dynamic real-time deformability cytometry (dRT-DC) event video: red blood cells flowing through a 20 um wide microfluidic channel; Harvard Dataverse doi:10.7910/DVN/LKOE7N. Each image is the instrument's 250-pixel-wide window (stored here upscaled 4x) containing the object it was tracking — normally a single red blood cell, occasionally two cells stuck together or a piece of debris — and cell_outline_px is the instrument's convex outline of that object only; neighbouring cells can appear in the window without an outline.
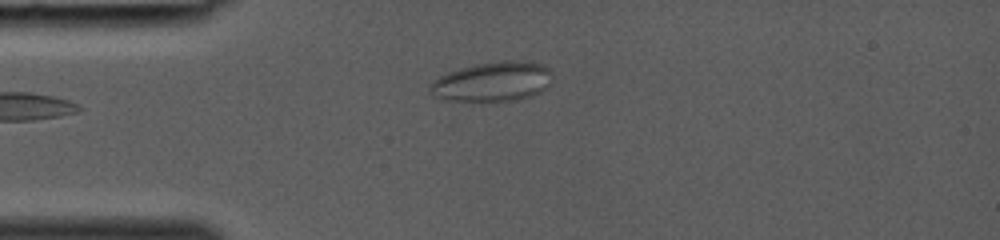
{"species": "common noctule bat (a hibernating species)", "species_latin": "Nyctalus noctula", "temperature_condition": "room temperature", "stored_images_in_passage": 30, "camera_frame_rate_fps": 3000, "um_per_image_px": 0.085, "animal": {"sex": "female", "body_mass_g": 19.0, "forearm_length_mm": 53.3}, "frame": {"image": 1, "passage_image": 1, "time_ms": 0.0, "image_size_px": [1000, 240], "cell_outline_px": [[552, 84], [548, 88], [532, 96], [520, 100], [480, 104], [440, 100], [428, 88], [432, 80], [448, 72], [460, 68], [476, 64], [504, 60], [520, 60], [544, 64], [552, 72]], "centroid_in_image_um": [41.88, 6.99], "position_along_channel_um": 43.1, "area_um2": 29.65}}
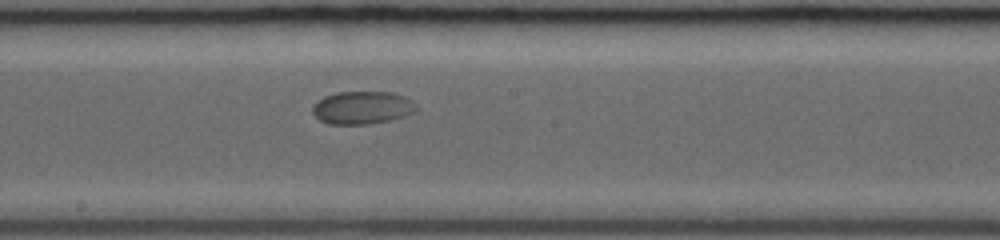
{"frame": {"image": 2, "passage_image": 13, "time_ms": 4.0, "image_size_px": [1000, 240], "cell_outline_px": [[420, 108], [416, 112], [392, 120], [368, 124], [328, 124], [320, 120], [312, 112], [312, 108], [324, 96], [336, 92], [392, 92], [404, 96], [412, 100]], "centroid_in_image_um": [30.85, 9.15], "position_along_channel_um": 217.3, "area_um2": 20.0}}
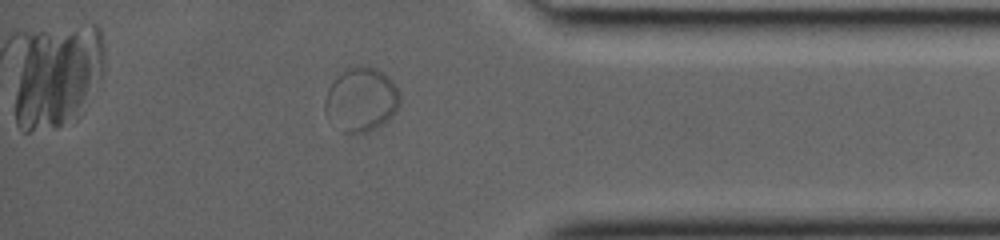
{"frame": {"image": 3, "passage_image": 25, "time_ms": 8.0, "image_size_px": [1000, 240], "cell_outline_px": [[400, 104], [392, 116], [384, 124], [368, 132], [344, 132], [324, 112], [324, 100], [328, 88], [336, 76], [348, 68], [356, 64], [360, 64], [376, 68], [388, 76], [392, 80], [400, 92]], "centroid_in_image_um": [30.72, 8.43], "position_along_channel_um": 404.5, "area_um2": 28.15}}